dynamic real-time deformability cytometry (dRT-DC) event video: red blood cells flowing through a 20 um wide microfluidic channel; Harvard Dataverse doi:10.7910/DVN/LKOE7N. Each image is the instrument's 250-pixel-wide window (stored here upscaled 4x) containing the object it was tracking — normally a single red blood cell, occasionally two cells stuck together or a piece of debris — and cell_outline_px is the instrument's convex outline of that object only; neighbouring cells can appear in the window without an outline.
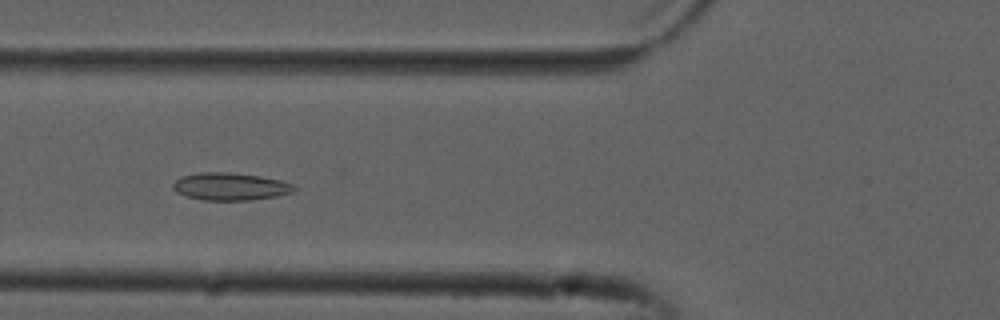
{"species": "common noctule bat (a hibernating species)", "species_latin": "Nyctalus noctula", "temperature_condition": "cold", "stored_images_in_passage": 39, "camera_frame_rate_fps": 3000, "um_per_image_px": 0.085, "animal": {"sex": "male", "forearm_length_mm": 52.5}, "frame": {"image": 1, "passage_image": 6, "time_ms": 1.667, "image_size_px": [1000, 320], "cell_outline_px": [[296, 188], [292, 192], [276, 196], [248, 200], [204, 200], [188, 196], [176, 192], [172, 188], [172, 184], [180, 176], [200, 172], [232, 172], [260, 176], [280, 180], [292, 184]], "centroid_in_image_um": [19.54, 15.84], "position_along_channel_um": 106.3, "area_um2": 19.36}}
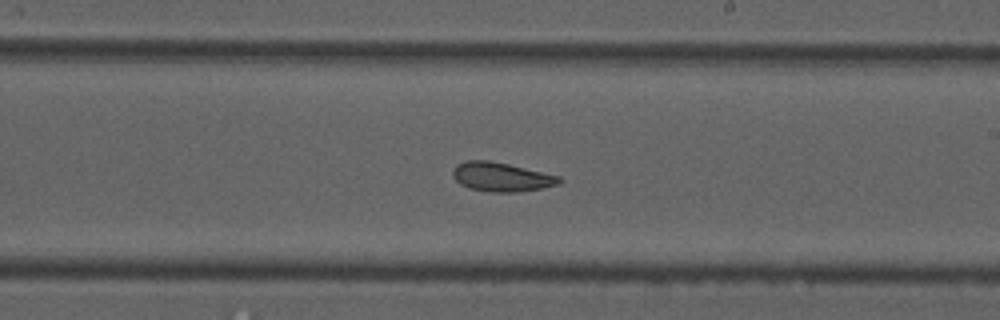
{"frame": {"image": 2, "passage_image": 17, "time_ms": 5.333, "image_size_px": [1000, 320], "cell_outline_px": [[564, 180], [560, 184], [520, 192], [488, 192], [468, 188], [460, 184], [452, 176], [452, 172], [456, 164], [468, 160], [488, 160], [508, 164], [560, 176]], "centroid_in_image_um": [42.61, 15.04], "position_along_channel_um": 246.4, "area_um2": 18.15}}
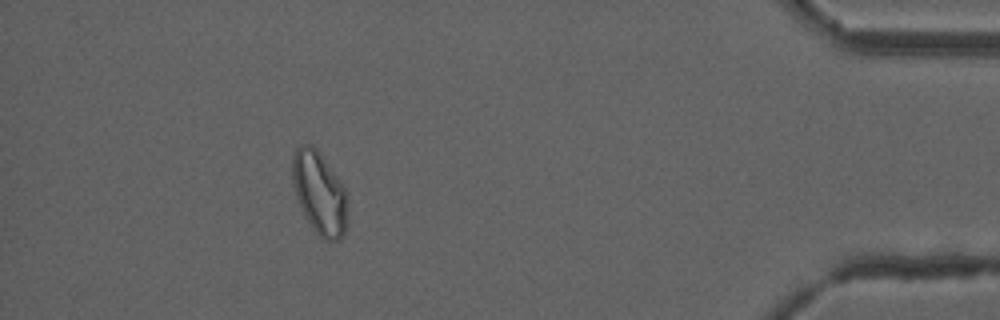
{"frame": {"image": 3, "passage_image": 34, "time_ms": 11.0, "image_size_px": [1000, 320], "cell_outline_px": [[348, 224], [344, 236], [340, 240], [324, 240], [316, 232], [308, 220], [296, 196], [292, 184], [292, 156], [296, 148], [300, 144], [312, 144], [320, 152], [344, 188], [348, 216]], "centroid_in_image_um": [27.15, 16.4], "position_along_channel_um": 408.0, "area_um2": 26.53}, "authors_computed_cell_mechanics": {"area_um2": 18.496, "velocity_mm_per_s": 3.8286, "shape_relaxation_time_tau1_ms": null, "shape_relaxation_time_tau2_ms": 3.1361, "deformation_change_tau1": null, "deformation_change_tau2": 0.0884}}